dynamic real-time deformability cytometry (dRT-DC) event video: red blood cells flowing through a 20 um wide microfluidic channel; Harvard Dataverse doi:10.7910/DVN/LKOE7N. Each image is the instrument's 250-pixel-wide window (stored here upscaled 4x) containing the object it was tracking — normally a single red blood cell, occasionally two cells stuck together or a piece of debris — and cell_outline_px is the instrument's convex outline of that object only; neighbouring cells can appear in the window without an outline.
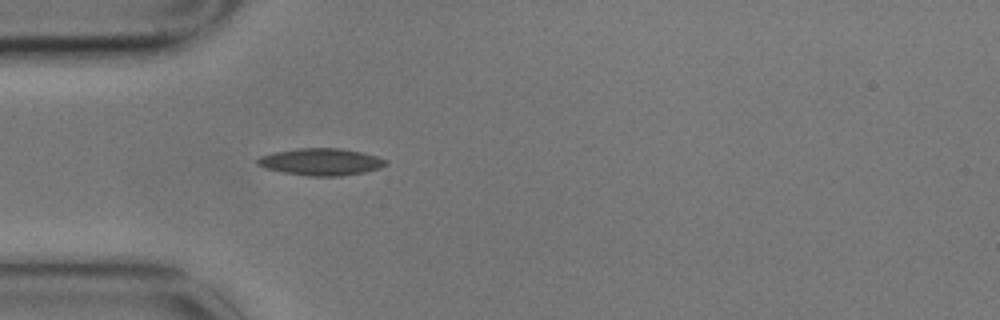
{"species": "common noctule bat (a hibernating species)", "species_latin": "Nyctalus noctula", "temperature_condition": "cold", "stored_images_in_passage": 5, "camera_frame_rate_fps": 3000, "um_per_image_px": 0.085, "animal": {"sex": "male", "body_mass_g": 17.9}, "frame": {"image": 1, "passage_image": 5, "time_ms": 1.333, "image_size_px": [1000, 320], "cell_outline_px": [[388, 164], [380, 168], [364, 172], [340, 176], [308, 176], [284, 172], [264, 168], [256, 164], [256, 160], [260, 156], [272, 152], [296, 148], [340, 148], [360, 152], [376, 156], [388, 160]], "centroid_in_image_um": [27.26, 13.75], "position_along_channel_um": 57.7, "area_um2": 20.29}}